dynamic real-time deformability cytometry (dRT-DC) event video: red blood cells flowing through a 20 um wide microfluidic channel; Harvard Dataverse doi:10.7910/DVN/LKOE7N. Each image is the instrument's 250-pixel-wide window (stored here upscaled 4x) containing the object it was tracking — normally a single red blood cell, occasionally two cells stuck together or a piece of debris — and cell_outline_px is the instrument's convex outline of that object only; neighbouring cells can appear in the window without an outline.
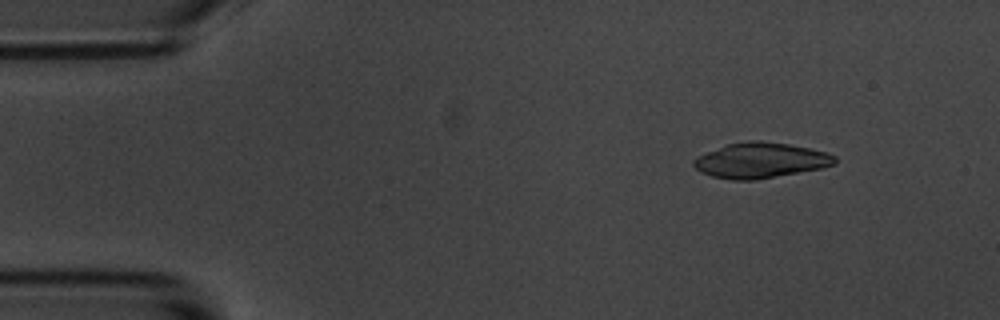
{"species": "common noctule bat (a hibernating species)", "species_latin": "Nyctalus noctula", "temperature_condition": "room temperature", "stored_images_in_passage": 9, "camera_frame_rate_fps": 3000, "um_per_image_px": 0.085, "animal": {"sex": "male", "body_mass_g": 20.1, "forearm_length_mm": 53.5}, "frame": {"image": 1, "passage_image": 2, "time_ms": 1.333, "image_size_px": [1000, 320], "cell_outline_px": [[836, 164], [820, 168], [756, 180], [732, 180], [712, 176], [700, 172], [692, 164], [692, 160], [696, 156], [728, 144], [748, 140], [760, 140], [788, 144], [808, 148], [824, 152], [836, 156]], "centroid_in_image_um": [64.6, 13.63], "position_along_channel_um": 20.4, "area_um2": 28.96}}